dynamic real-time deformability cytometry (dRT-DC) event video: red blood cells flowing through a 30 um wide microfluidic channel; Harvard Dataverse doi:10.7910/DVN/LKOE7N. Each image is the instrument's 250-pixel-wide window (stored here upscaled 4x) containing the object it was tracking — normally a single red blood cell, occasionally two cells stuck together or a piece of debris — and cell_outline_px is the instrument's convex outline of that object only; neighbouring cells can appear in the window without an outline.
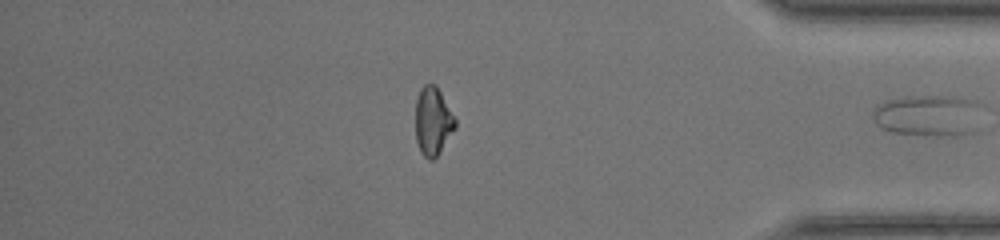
{"species": "common noctule bat (a hibernating species)", "species_latin": "Nyctalus noctula", "temperature_condition": "warm", "stored_images_in_passage": 37, "segment_of_instrument_passage": [2, 2], "camera_frame_rate_fps": 3000, "um_per_image_px": 0.085, "animal": {"sex": "female", "body_mass_g": 17.0, "forearm_length_mm": 48.0}, "frame": {"image": 1, "passage_image": 37, "time_ms": 12.0, "image_size_px": [1000, 240], "cell_outline_px": [[984, 104], [976, 132], [956, 136], [936, 136], [892, 132], [880, 128], [872, 120], [872, 116], [876, 108], [892, 100], [920, 96], [956, 96], [976, 100]], "centroid_in_image_um": [79.05, 9.84], "position_along_channel_um": 356.2, "area_um2": 26.76}}